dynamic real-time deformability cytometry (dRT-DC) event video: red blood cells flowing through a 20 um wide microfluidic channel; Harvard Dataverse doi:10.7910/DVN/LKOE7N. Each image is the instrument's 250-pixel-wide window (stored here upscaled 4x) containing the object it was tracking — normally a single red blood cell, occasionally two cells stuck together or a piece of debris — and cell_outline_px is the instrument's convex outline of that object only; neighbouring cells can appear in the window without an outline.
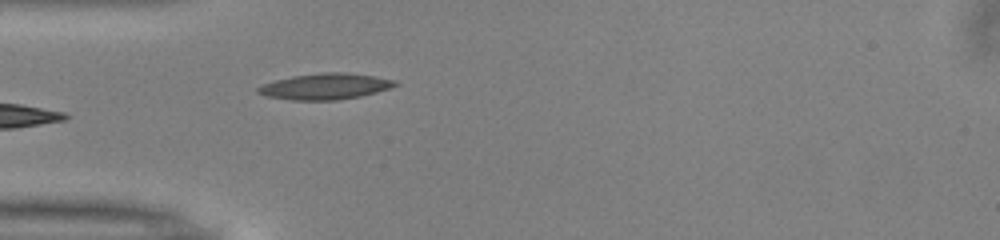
{"species": "common noctule bat (a hibernating species)", "species_latin": "Nyctalus noctula", "temperature_condition": "warm", "stored_images_in_passage": 35, "camera_frame_rate_fps": 3000, "um_per_image_px": 0.085, "animal": {"sex": "male", "body_mass_g": 13.0, "forearm_length_mm": 53.1}, "frame": {"image": 1, "passage_image": 1, "time_ms": 0.0, "image_size_px": [1000, 240], "cell_outline_px": [[400, 84], [376, 92], [360, 96], [336, 100], [292, 100], [268, 96], [256, 92], [256, 88], [264, 84], [276, 80], [292, 76], [320, 72], [344, 72], [372, 76], [396, 80]], "centroid_in_image_um": [27.64, 7.34], "position_along_channel_um": 57.4, "area_um2": 20.63}, "authors_computed_cell_mechanics": {"area_um2": 18.2648, "velocity_mm_per_s": 3.9882, "shape_relaxation_time_tau1_ms": 2.6436, "shape_relaxation_time_tau2_ms": 3.0095, "deformation_change_tau1": 0.1017, "deformation_change_tau2": 0.0691}}